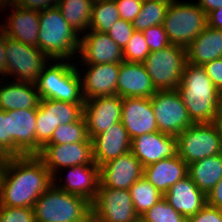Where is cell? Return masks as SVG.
I'll return each instance as SVG.
<instances>
[{
    "label": "cell",
    "mask_w": 222,
    "mask_h": 222,
    "mask_svg": "<svg viewBox=\"0 0 222 222\" xmlns=\"http://www.w3.org/2000/svg\"><path fill=\"white\" fill-rule=\"evenodd\" d=\"M79 56L83 64H108L124 61L123 50L107 33L90 30L80 40Z\"/></svg>",
    "instance_id": "19"
},
{
    "label": "cell",
    "mask_w": 222,
    "mask_h": 222,
    "mask_svg": "<svg viewBox=\"0 0 222 222\" xmlns=\"http://www.w3.org/2000/svg\"><path fill=\"white\" fill-rule=\"evenodd\" d=\"M68 60L47 63L35 82L41 99H53L73 104H84L80 70ZM67 62V63H66ZM50 64V65H49Z\"/></svg>",
    "instance_id": "5"
},
{
    "label": "cell",
    "mask_w": 222,
    "mask_h": 222,
    "mask_svg": "<svg viewBox=\"0 0 222 222\" xmlns=\"http://www.w3.org/2000/svg\"><path fill=\"white\" fill-rule=\"evenodd\" d=\"M6 165H7V157L0 155V195H1L3 177H4V170L6 168Z\"/></svg>",
    "instance_id": "50"
},
{
    "label": "cell",
    "mask_w": 222,
    "mask_h": 222,
    "mask_svg": "<svg viewBox=\"0 0 222 222\" xmlns=\"http://www.w3.org/2000/svg\"><path fill=\"white\" fill-rule=\"evenodd\" d=\"M143 34L150 53L164 49L171 44L162 24L145 29Z\"/></svg>",
    "instance_id": "37"
},
{
    "label": "cell",
    "mask_w": 222,
    "mask_h": 222,
    "mask_svg": "<svg viewBox=\"0 0 222 222\" xmlns=\"http://www.w3.org/2000/svg\"><path fill=\"white\" fill-rule=\"evenodd\" d=\"M99 168V187L123 190H129L144 173V167L131 151L108 161Z\"/></svg>",
    "instance_id": "16"
},
{
    "label": "cell",
    "mask_w": 222,
    "mask_h": 222,
    "mask_svg": "<svg viewBox=\"0 0 222 222\" xmlns=\"http://www.w3.org/2000/svg\"><path fill=\"white\" fill-rule=\"evenodd\" d=\"M7 77L15 76L17 82L34 83L50 58L38 47L26 45L12 38H6ZM47 61V62H46Z\"/></svg>",
    "instance_id": "9"
},
{
    "label": "cell",
    "mask_w": 222,
    "mask_h": 222,
    "mask_svg": "<svg viewBox=\"0 0 222 222\" xmlns=\"http://www.w3.org/2000/svg\"><path fill=\"white\" fill-rule=\"evenodd\" d=\"M198 6L209 15L212 11L222 7V0H199Z\"/></svg>",
    "instance_id": "47"
},
{
    "label": "cell",
    "mask_w": 222,
    "mask_h": 222,
    "mask_svg": "<svg viewBox=\"0 0 222 222\" xmlns=\"http://www.w3.org/2000/svg\"><path fill=\"white\" fill-rule=\"evenodd\" d=\"M94 162L100 167L110 160L131 151V139L120 121L92 139Z\"/></svg>",
    "instance_id": "21"
},
{
    "label": "cell",
    "mask_w": 222,
    "mask_h": 222,
    "mask_svg": "<svg viewBox=\"0 0 222 222\" xmlns=\"http://www.w3.org/2000/svg\"><path fill=\"white\" fill-rule=\"evenodd\" d=\"M41 101L34 83L8 82L0 87V109L4 111L37 109Z\"/></svg>",
    "instance_id": "28"
},
{
    "label": "cell",
    "mask_w": 222,
    "mask_h": 222,
    "mask_svg": "<svg viewBox=\"0 0 222 222\" xmlns=\"http://www.w3.org/2000/svg\"><path fill=\"white\" fill-rule=\"evenodd\" d=\"M115 2L120 18L132 23L140 12L143 0H115Z\"/></svg>",
    "instance_id": "40"
},
{
    "label": "cell",
    "mask_w": 222,
    "mask_h": 222,
    "mask_svg": "<svg viewBox=\"0 0 222 222\" xmlns=\"http://www.w3.org/2000/svg\"><path fill=\"white\" fill-rule=\"evenodd\" d=\"M176 90L192 123H212L221 105V92L202 66L187 62Z\"/></svg>",
    "instance_id": "2"
},
{
    "label": "cell",
    "mask_w": 222,
    "mask_h": 222,
    "mask_svg": "<svg viewBox=\"0 0 222 222\" xmlns=\"http://www.w3.org/2000/svg\"><path fill=\"white\" fill-rule=\"evenodd\" d=\"M186 63V48L176 44L151 52L142 62L156 90H176Z\"/></svg>",
    "instance_id": "7"
},
{
    "label": "cell",
    "mask_w": 222,
    "mask_h": 222,
    "mask_svg": "<svg viewBox=\"0 0 222 222\" xmlns=\"http://www.w3.org/2000/svg\"><path fill=\"white\" fill-rule=\"evenodd\" d=\"M187 222H222V210L206 204L199 212L190 216Z\"/></svg>",
    "instance_id": "41"
},
{
    "label": "cell",
    "mask_w": 222,
    "mask_h": 222,
    "mask_svg": "<svg viewBox=\"0 0 222 222\" xmlns=\"http://www.w3.org/2000/svg\"><path fill=\"white\" fill-rule=\"evenodd\" d=\"M150 100L159 132L177 137L193 124L177 90H157Z\"/></svg>",
    "instance_id": "10"
},
{
    "label": "cell",
    "mask_w": 222,
    "mask_h": 222,
    "mask_svg": "<svg viewBox=\"0 0 222 222\" xmlns=\"http://www.w3.org/2000/svg\"><path fill=\"white\" fill-rule=\"evenodd\" d=\"M65 222V221H62ZM75 222H93V220H81V221H75Z\"/></svg>",
    "instance_id": "53"
},
{
    "label": "cell",
    "mask_w": 222,
    "mask_h": 222,
    "mask_svg": "<svg viewBox=\"0 0 222 222\" xmlns=\"http://www.w3.org/2000/svg\"><path fill=\"white\" fill-rule=\"evenodd\" d=\"M177 155L187 164L222 153L217 130L212 123H193L177 137Z\"/></svg>",
    "instance_id": "8"
},
{
    "label": "cell",
    "mask_w": 222,
    "mask_h": 222,
    "mask_svg": "<svg viewBox=\"0 0 222 222\" xmlns=\"http://www.w3.org/2000/svg\"><path fill=\"white\" fill-rule=\"evenodd\" d=\"M121 122L131 140L158 131L150 98H123Z\"/></svg>",
    "instance_id": "18"
},
{
    "label": "cell",
    "mask_w": 222,
    "mask_h": 222,
    "mask_svg": "<svg viewBox=\"0 0 222 222\" xmlns=\"http://www.w3.org/2000/svg\"><path fill=\"white\" fill-rule=\"evenodd\" d=\"M87 138L86 120L82 115L77 121L57 126L51 140L47 144H71L83 142Z\"/></svg>",
    "instance_id": "34"
},
{
    "label": "cell",
    "mask_w": 222,
    "mask_h": 222,
    "mask_svg": "<svg viewBox=\"0 0 222 222\" xmlns=\"http://www.w3.org/2000/svg\"><path fill=\"white\" fill-rule=\"evenodd\" d=\"M120 19L115 0H95L89 30L106 33Z\"/></svg>",
    "instance_id": "33"
},
{
    "label": "cell",
    "mask_w": 222,
    "mask_h": 222,
    "mask_svg": "<svg viewBox=\"0 0 222 222\" xmlns=\"http://www.w3.org/2000/svg\"><path fill=\"white\" fill-rule=\"evenodd\" d=\"M188 176L207 196L222 179V153L189 164Z\"/></svg>",
    "instance_id": "29"
},
{
    "label": "cell",
    "mask_w": 222,
    "mask_h": 222,
    "mask_svg": "<svg viewBox=\"0 0 222 222\" xmlns=\"http://www.w3.org/2000/svg\"><path fill=\"white\" fill-rule=\"evenodd\" d=\"M0 222H35L34 210L0 205Z\"/></svg>",
    "instance_id": "38"
},
{
    "label": "cell",
    "mask_w": 222,
    "mask_h": 222,
    "mask_svg": "<svg viewBox=\"0 0 222 222\" xmlns=\"http://www.w3.org/2000/svg\"><path fill=\"white\" fill-rule=\"evenodd\" d=\"M212 124L215 126L217 130V134L219 135L220 142L222 144V104L220 105V108L218 112L216 113Z\"/></svg>",
    "instance_id": "49"
},
{
    "label": "cell",
    "mask_w": 222,
    "mask_h": 222,
    "mask_svg": "<svg viewBox=\"0 0 222 222\" xmlns=\"http://www.w3.org/2000/svg\"><path fill=\"white\" fill-rule=\"evenodd\" d=\"M156 91L142 63L127 61L120 63L117 95L121 98H150Z\"/></svg>",
    "instance_id": "22"
},
{
    "label": "cell",
    "mask_w": 222,
    "mask_h": 222,
    "mask_svg": "<svg viewBox=\"0 0 222 222\" xmlns=\"http://www.w3.org/2000/svg\"><path fill=\"white\" fill-rule=\"evenodd\" d=\"M207 204L222 210V179L207 195Z\"/></svg>",
    "instance_id": "45"
},
{
    "label": "cell",
    "mask_w": 222,
    "mask_h": 222,
    "mask_svg": "<svg viewBox=\"0 0 222 222\" xmlns=\"http://www.w3.org/2000/svg\"><path fill=\"white\" fill-rule=\"evenodd\" d=\"M52 184L53 176L37 155L7 157L0 205L33 208Z\"/></svg>",
    "instance_id": "1"
},
{
    "label": "cell",
    "mask_w": 222,
    "mask_h": 222,
    "mask_svg": "<svg viewBox=\"0 0 222 222\" xmlns=\"http://www.w3.org/2000/svg\"><path fill=\"white\" fill-rule=\"evenodd\" d=\"M162 25L171 44L186 48L208 26V15L197 3L175 1Z\"/></svg>",
    "instance_id": "6"
},
{
    "label": "cell",
    "mask_w": 222,
    "mask_h": 222,
    "mask_svg": "<svg viewBox=\"0 0 222 222\" xmlns=\"http://www.w3.org/2000/svg\"><path fill=\"white\" fill-rule=\"evenodd\" d=\"M78 35L81 33L66 22L57 6L39 11L38 48L53 61L79 55L76 54L81 40Z\"/></svg>",
    "instance_id": "3"
},
{
    "label": "cell",
    "mask_w": 222,
    "mask_h": 222,
    "mask_svg": "<svg viewBox=\"0 0 222 222\" xmlns=\"http://www.w3.org/2000/svg\"><path fill=\"white\" fill-rule=\"evenodd\" d=\"M140 222H187V218L176 212L163 197L140 217Z\"/></svg>",
    "instance_id": "35"
},
{
    "label": "cell",
    "mask_w": 222,
    "mask_h": 222,
    "mask_svg": "<svg viewBox=\"0 0 222 222\" xmlns=\"http://www.w3.org/2000/svg\"><path fill=\"white\" fill-rule=\"evenodd\" d=\"M35 222L93 220L91 202L52 184L33 206Z\"/></svg>",
    "instance_id": "4"
},
{
    "label": "cell",
    "mask_w": 222,
    "mask_h": 222,
    "mask_svg": "<svg viewBox=\"0 0 222 222\" xmlns=\"http://www.w3.org/2000/svg\"><path fill=\"white\" fill-rule=\"evenodd\" d=\"M129 190L135 213L139 218L164 197V195L144 177L138 179Z\"/></svg>",
    "instance_id": "31"
},
{
    "label": "cell",
    "mask_w": 222,
    "mask_h": 222,
    "mask_svg": "<svg viewBox=\"0 0 222 222\" xmlns=\"http://www.w3.org/2000/svg\"><path fill=\"white\" fill-rule=\"evenodd\" d=\"M186 176H188V165L178 155L147 165L143 173V177L162 195Z\"/></svg>",
    "instance_id": "26"
},
{
    "label": "cell",
    "mask_w": 222,
    "mask_h": 222,
    "mask_svg": "<svg viewBox=\"0 0 222 222\" xmlns=\"http://www.w3.org/2000/svg\"><path fill=\"white\" fill-rule=\"evenodd\" d=\"M208 25L212 28L222 30V7L212 11L208 15Z\"/></svg>",
    "instance_id": "48"
},
{
    "label": "cell",
    "mask_w": 222,
    "mask_h": 222,
    "mask_svg": "<svg viewBox=\"0 0 222 222\" xmlns=\"http://www.w3.org/2000/svg\"><path fill=\"white\" fill-rule=\"evenodd\" d=\"M150 54L143 32L135 31L123 49L124 61L142 63Z\"/></svg>",
    "instance_id": "36"
},
{
    "label": "cell",
    "mask_w": 222,
    "mask_h": 222,
    "mask_svg": "<svg viewBox=\"0 0 222 222\" xmlns=\"http://www.w3.org/2000/svg\"><path fill=\"white\" fill-rule=\"evenodd\" d=\"M84 104H73L53 99H41L37 107L36 142L43 148L61 124L77 121L83 115Z\"/></svg>",
    "instance_id": "11"
},
{
    "label": "cell",
    "mask_w": 222,
    "mask_h": 222,
    "mask_svg": "<svg viewBox=\"0 0 222 222\" xmlns=\"http://www.w3.org/2000/svg\"><path fill=\"white\" fill-rule=\"evenodd\" d=\"M68 169L67 179L62 184H53L61 190L86 198L91 203L95 200L100 185V168L97 164L76 165ZM58 186H57V185Z\"/></svg>",
    "instance_id": "24"
},
{
    "label": "cell",
    "mask_w": 222,
    "mask_h": 222,
    "mask_svg": "<svg viewBox=\"0 0 222 222\" xmlns=\"http://www.w3.org/2000/svg\"><path fill=\"white\" fill-rule=\"evenodd\" d=\"M50 171L53 179L57 170L76 165L96 164L93 158L92 140L67 144H46L37 155Z\"/></svg>",
    "instance_id": "14"
},
{
    "label": "cell",
    "mask_w": 222,
    "mask_h": 222,
    "mask_svg": "<svg viewBox=\"0 0 222 222\" xmlns=\"http://www.w3.org/2000/svg\"><path fill=\"white\" fill-rule=\"evenodd\" d=\"M9 4L13 5L14 4V0H0V8H2L4 10L7 9L6 7L9 6Z\"/></svg>",
    "instance_id": "51"
},
{
    "label": "cell",
    "mask_w": 222,
    "mask_h": 222,
    "mask_svg": "<svg viewBox=\"0 0 222 222\" xmlns=\"http://www.w3.org/2000/svg\"><path fill=\"white\" fill-rule=\"evenodd\" d=\"M6 38L7 35L0 28V74H2L1 76L4 77L6 76L7 73V62H6V52H5Z\"/></svg>",
    "instance_id": "46"
},
{
    "label": "cell",
    "mask_w": 222,
    "mask_h": 222,
    "mask_svg": "<svg viewBox=\"0 0 222 222\" xmlns=\"http://www.w3.org/2000/svg\"><path fill=\"white\" fill-rule=\"evenodd\" d=\"M131 152L143 167L177 155L176 136L162 132L140 135L131 140Z\"/></svg>",
    "instance_id": "17"
},
{
    "label": "cell",
    "mask_w": 222,
    "mask_h": 222,
    "mask_svg": "<svg viewBox=\"0 0 222 222\" xmlns=\"http://www.w3.org/2000/svg\"><path fill=\"white\" fill-rule=\"evenodd\" d=\"M95 0H58L60 9L66 22L78 33H86L90 28L92 9Z\"/></svg>",
    "instance_id": "30"
},
{
    "label": "cell",
    "mask_w": 222,
    "mask_h": 222,
    "mask_svg": "<svg viewBox=\"0 0 222 222\" xmlns=\"http://www.w3.org/2000/svg\"><path fill=\"white\" fill-rule=\"evenodd\" d=\"M169 4L158 0H143L138 16L132 25L135 31L143 32L145 29L163 24Z\"/></svg>",
    "instance_id": "32"
},
{
    "label": "cell",
    "mask_w": 222,
    "mask_h": 222,
    "mask_svg": "<svg viewBox=\"0 0 222 222\" xmlns=\"http://www.w3.org/2000/svg\"><path fill=\"white\" fill-rule=\"evenodd\" d=\"M187 62L203 66L222 58V30L209 25L186 47Z\"/></svg>",
    "instance_id": "27"
},
{
    "label": "cell",
    "mask_w": 222,
    "mask_h": 222,
    "mask_svg": "<svg viewBox=\"0 0 222 222\" xmlns=\"http://www.w3.org/2000/svg\"><path fill=\"white\" fill-rule=\"evenodd\" d=\"M9 157L38 155L42 147L36 142L37 109L7 111Z\"/></svg>",
    "instance_id": "13"
},
{
    "label": "cell",
    "mask_w": 222,
    "mask_h": 222,
    "mask_svg": "<svg viewBox=\"0 0 222 222\" xmlns=\"http://www.w3.org/2000/svg\"><path fill=\"white\" fill-rule=\"evenodd\" d=\"M87 72L81 73L82 95L84 100L99 96L117 95V80L120 63L84 64Z\"/></svg>",
    "instance_id": "20"
},
{
    "label": "cell",
    "mask_w": 222,
    "mask_h": 222,
    "mask_svg": "<svg viewBox=\"0 0 222 222\" xmlns=\"http://www.w3.org/2000/svg\"><path fill=\"white\" fill-rule=\"evenodd\" d=\"M202 67L216 88L222 92V58L210 61Z\"/></svg>",
    "instance_id": "42"
},
{
    "label": "cell",
    "mask_w": 222,
    "mask_h": 222,
    "mask_svg": "<svg viewBox=\"0 0 222 222\" xmlns=\"http://www.w3.org/2000/svg\"><path fill=\"white\" fill-rule=\"evenodd\" d=\"M164 198L176 212L187 219L207 204V196L194 184L189 176L171 186L164 194Z\"/></svg>",
    "instance_id": "25"
},
{
    "label": "cell",
    "mask_w": 222,
    "mask_h": 222,
    "mask_svg": "<svg viewBox=\"0 0 222 222\" xmlns=\"http://www.w3.org/2000/svg\"><path fill=\"white\" fill-rule=\"evenodd\" d=\"M9 6L14 11L5 20L4 25H0V28L7 37L29 46L38 47L39 11L17 5Z\"/></svg>",
    "instance_id": "23"
},
{
    "label": "cell",
    "mask_w": 222,
    "mask_h": 222,
    "mask_svg": "<svg viewBox=\"0 0 222 222\" xmlns=\"http://www.w3.org/2000/svg\"><path fill=\"white\" fill-rule=\"evenodd\" d=\"M123 98L119 95L99 96L84 101L83 116L87 134L92 139L121 121Z\"/></svg>",
    "instance_id": "15"
},
{
    "label": "cell",
    "mask_w": 222,
    "mask_h": 222,
    "mask_svg": "<svg viewBox=\"0 0 222 222\" xmlns=\"http://www.w3.org/2000/svg\"><path fill=\"white\" fill-rule=\"evenodd\" d=\"M91 208L96 222H140L130 190L99 187Z\"/></svg>",
    "instance_id": "12"
},
{
    "label": "cell",
    "mask_w": 222,
    "mask_h": 222,
    "mask_svg": "<svg viewBox=\"0 0 222 222\" xmlns=\"http://www.w3.org/2000/svg\"><path fill=\"white\" fill-rule=\"evenodd\" d=\"M158 1H162V2H165L167 4H171V3H174L177 0H158Z\"/></svg>",
    "instance_id": "52"
},
{
    "label": "cell",
    "mask_w": 222,
    "mask_h": 222,
    "mask_svg": "<svg viewBox=\"0 0 222 222\" xmlns=\"http://www.w3.org/2000/svg\"><path fill=\"white\" fill-rule=\"evenodd\" d=\"M134 32L135 29L132 23L120 18L106 33L123 50Z\"/></svg>",
    "instance_id": "39"
},
{
    "label": "cell",
    "mask_w": 222,
    "mask_h": 222,
    "mask_svg": "<svg viewBox=\"0 0 222 222\" xmlns=\"http://www.w3.org/2000/svg\"><path fill=\"white\" fill-rule=\"evenodd\" d=\"M0 155L9 157V126L7 111L0 109Z\"/></svg>",
    "instance_id": "43"
},
{
    "label": "cell",
    "mask_w": 222,
    "mask_h": 222,
    "mask_svg": "<svg viewBox=\"0 0 222 222\" xmlns=\"http://www.w3.org/2000/svg\"><path fill=\"white\" fill-rule=\"evenodd\" d=\"M58 0H14L13 5L42 11L49 7L57 6Z\"/></svg>",
    "instance_id": "44"
}]
</instances>
